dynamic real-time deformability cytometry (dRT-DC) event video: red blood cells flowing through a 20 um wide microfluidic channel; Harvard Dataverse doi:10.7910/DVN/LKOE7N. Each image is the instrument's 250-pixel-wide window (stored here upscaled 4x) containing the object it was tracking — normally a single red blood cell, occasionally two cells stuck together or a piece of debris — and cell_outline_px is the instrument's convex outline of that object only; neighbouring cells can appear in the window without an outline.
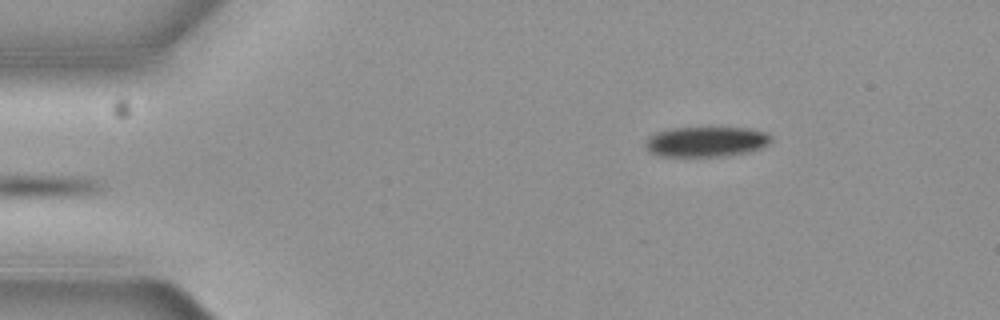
{"species": "common noctule bat (a hibernating species)", "species_latin": "Nyctalus noctula", "temperature_condition": "cold", "stored_images_in_passage": 5, "camera_frame_rate_fps": 3000, "um_per_image_px": 0.085, "animal": {"sex": "female", "body_mass_g": 19.3, "forearm_length_mm": 54.1}, "frame": {"image": 1, "passage_image": 5, "time_ms": 1.333, "image_size_px": [1000, 320], "cell_outline_px": [[772, 140], [768, 144], [760, 148], [748, 152], [728, 156], [660, 156], [648, 152], [644, 144], [656, 132], [672, 128], [748, 128], [764, 132], [772, 136]], "centroid_in_image_um": [60.03, 12.05], "position_along_channel_um": 25.0, "area_um2": 22.02}}